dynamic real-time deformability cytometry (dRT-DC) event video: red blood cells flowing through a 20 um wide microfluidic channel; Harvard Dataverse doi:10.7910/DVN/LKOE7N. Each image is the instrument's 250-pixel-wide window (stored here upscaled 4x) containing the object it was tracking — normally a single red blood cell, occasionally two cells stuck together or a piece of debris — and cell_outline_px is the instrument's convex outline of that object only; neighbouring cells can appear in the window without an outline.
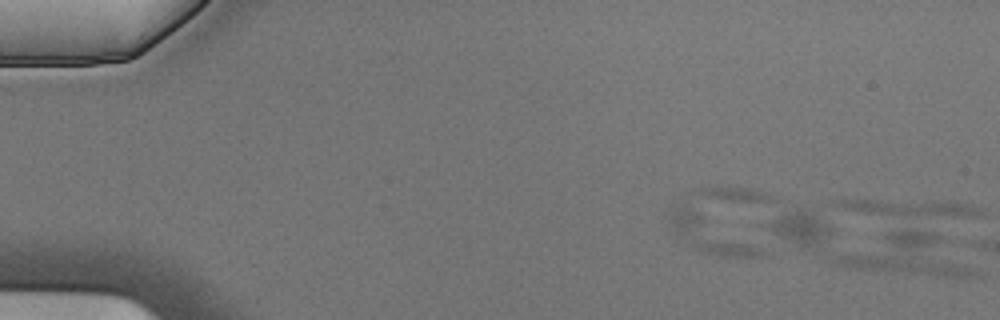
{"species": "Egyptian fruit bat (a non-hibernating species)", "species_latin": "Rousettus aegyptiacus", "temperature_condition": "cold", "stored_images_in_passage": 3, "camera_frame_rate_fps": 3000, "um_per_image_px": 0.085, "animal": {"sex": "male"}, "frame": {"image": 1, "passage_image": 2, "time_ms": 0.333, "image_size_px": [1000, 320], "cell_outline_px": [[764, 252], [760, 256], [720, 256], [704, 252], [696, 248], [668, 228], [664, 216], [676, 196], [760, 248]], "centroid_in_image_um": [60.08, 19.73], "position_along_channel_um": 24.9, "area_um2": 19.88}}